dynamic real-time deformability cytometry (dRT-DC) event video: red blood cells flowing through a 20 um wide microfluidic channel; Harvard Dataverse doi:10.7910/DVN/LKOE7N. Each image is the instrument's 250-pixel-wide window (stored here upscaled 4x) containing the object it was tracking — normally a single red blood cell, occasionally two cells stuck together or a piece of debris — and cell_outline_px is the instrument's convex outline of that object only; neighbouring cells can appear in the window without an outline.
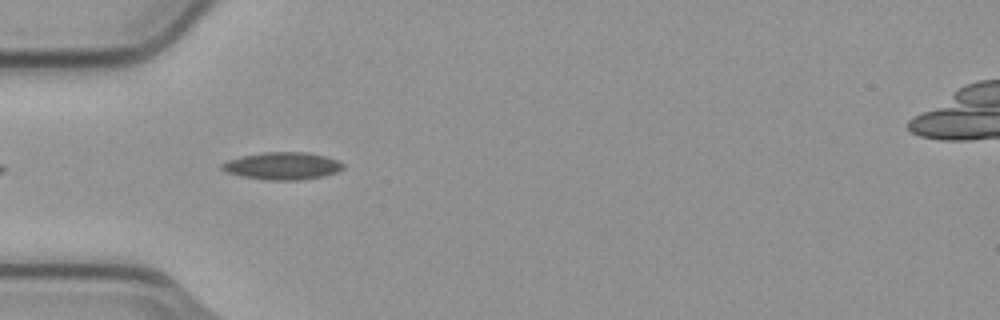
{"species": "common noctule bat (a hibernating species)", "species_latin": "Nyctalus noctula", "temperature_condition": "cold", "stored_images_in_passage": 2, "camera_frame_rate_fps": 3000, "um_per_image_px": 0.085, "animal": {"sex": "male", "body_mass_g": 23.1, "forearm_length_mm": 52.7}, "frame": {"image": 1, "passage_image": 1, "time_ms": 0.0, "image_size_px": [1000, 320], "cell_outline_px": [[344, 168], [336, 172], [324, 176], [300, 180], [268, 180], [240, 176], [228, 172], [220, 168], [220, 164], [228, 160], [244, 156], [264, 152], [308, 152], [324, 156], [336, 160], [344, 164]], "centroid_in_image_um": [24.01, 14.11], "position_along_channel_um": 61.0, "area_um2": 19.25}}
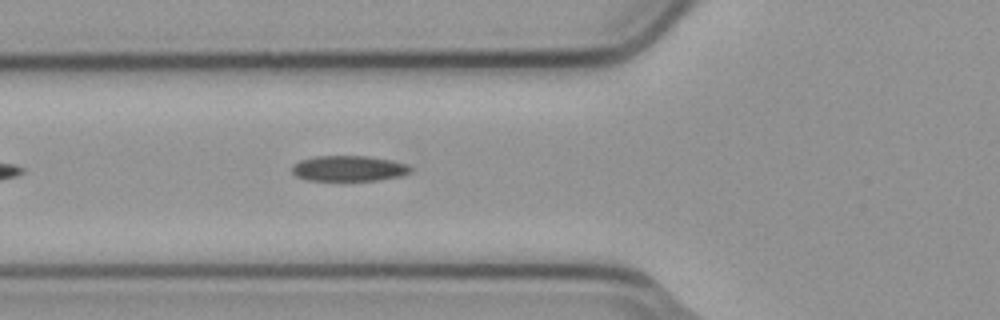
{"frame": {"image": 2, "passage_image": 2, "time_ms": 0.333, "image_size_px": [1000, 320], "cell_outline_px": [[412, 172], [400, 176], [376, 180], [308, 180], [296, 176], [292, 172], [292, 164], [300, 160], [316, 156], [368, 156], [408, 164], [412, 168]], "centroid_in_image_um": [29.63, 14.31], "position_along_channel_um": 96.2, "area_um2": 17.57}}